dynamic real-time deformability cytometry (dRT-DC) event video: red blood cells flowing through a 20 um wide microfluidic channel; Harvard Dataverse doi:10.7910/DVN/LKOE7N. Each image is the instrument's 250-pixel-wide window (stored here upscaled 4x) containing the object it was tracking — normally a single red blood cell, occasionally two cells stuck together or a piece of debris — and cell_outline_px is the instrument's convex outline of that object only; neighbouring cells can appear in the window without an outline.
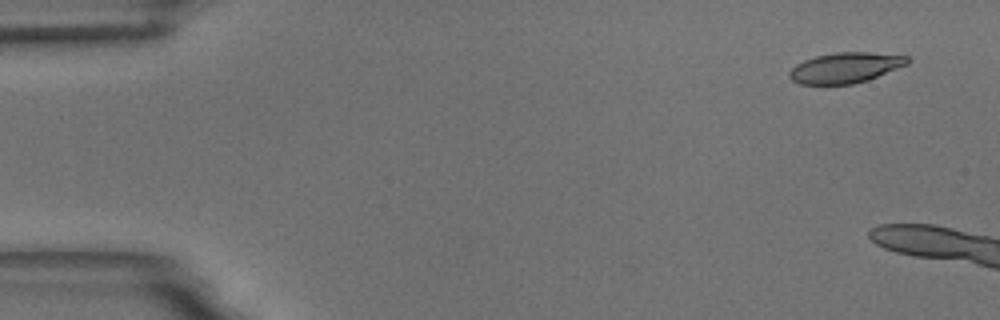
{"species": "common noctule bat (a hibernating species)", "species_latin": "Nyctalus noctula", "temperature_condition": "room temperature", "stored_images_in_passage": 6, "camera_frame_rate_fps": 3000, "um_per_image_px": 0.085, "animal": {"sex": "male", "body_mass_g": 18.8}, "frame": {"image": 1, "passage_image": 1, "time_ms": 0.0, "image_size_px": [1000, 320], "cell_outline_px": [[908, 64], [868, 80], [852, 84], [800, 84], [792, 80], [788, 76], [788, 72], [796, 64], [804, 60], [816, 56], [836, 52], [868, 52], [908, 56]], "centroid_in_image_um": [71.83, 5.76], "position_along_channel_um": 13.2, "area_um2": 20.87}}